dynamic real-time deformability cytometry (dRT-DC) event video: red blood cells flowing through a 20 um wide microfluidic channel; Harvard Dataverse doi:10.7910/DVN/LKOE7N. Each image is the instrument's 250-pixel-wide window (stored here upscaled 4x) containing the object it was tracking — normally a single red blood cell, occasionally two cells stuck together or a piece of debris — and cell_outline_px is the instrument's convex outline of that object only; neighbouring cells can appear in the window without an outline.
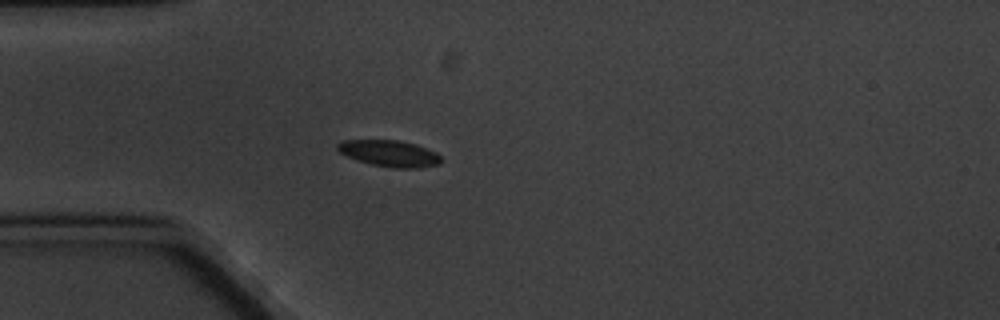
{"species": "common noctule bat (a hibernating species)", "species_latin": "Nyctalus noctula", "temperature_condition": "cold", "stored_images_in_passage": 7, "camera_frame_rate_fps": 3000, "um_per_image_px": 0.085, "animal": {"sex": "male", "body_mass_g": 20.1, "forearm_length_mm": 53.5}, "frame": {"image": 1, "passage_image": 5, "time_ms": 4.667, "image_size_px": [1000, 320], "cell_outline_px": [[444, 160], [440, 164], [420, 168], [392, 168], [372, 164], [356, 160], [340, 152], [336, 148], [336, 144], [340, 140], [396, 140], [416, 144], [436, 152]], "centroid_in_image_um": [33.12, 13.04], "position_along_channel_um": 51.9, "area_um2": 16.07}}